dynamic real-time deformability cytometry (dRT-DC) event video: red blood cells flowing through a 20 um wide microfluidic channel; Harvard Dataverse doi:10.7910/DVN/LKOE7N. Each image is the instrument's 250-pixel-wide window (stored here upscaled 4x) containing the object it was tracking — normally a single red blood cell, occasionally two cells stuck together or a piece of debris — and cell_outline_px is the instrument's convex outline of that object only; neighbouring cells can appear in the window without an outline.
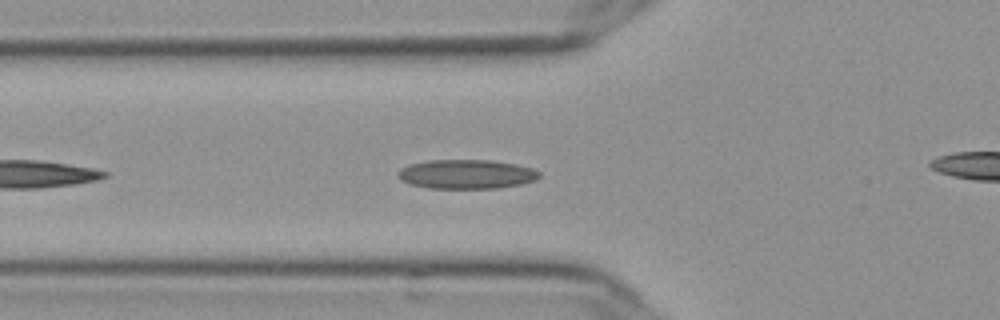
{"species": "Egyptian fruit bat (a non-hibernating species)", "species_latin": "Rousettus aegyptiacus", "temperature_condition": "cold", "stored_images_in_passage": 32, "camera_frame_rate_fps": 3000, "um_per_image_px": 0.085, "frame": {"image": 1, "passage_image": 6, "time_ms": 1.667, "image_size_px": [1000, 320], "cell_outline_px": [[540, 176], [536, 180], [520, 184], [496, 188], [428, 188], [408, 184], [400, 180], [396, 176], [396, 172], [400, 168], [408, 164], [428, 160], [492, 160], [516, 164], [532, 168], [540, 172]], "centroid_in_image_um": [39.59, 14.8], "position_along_channel_um": 86.2, "area_um2": 24.33}}
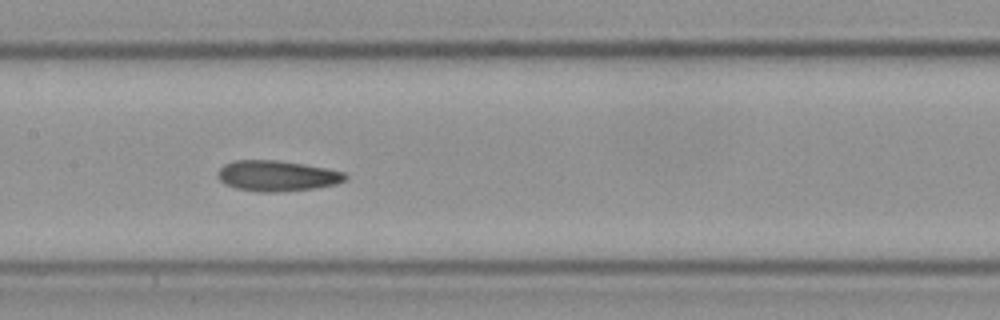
{"frame": {"image": 2, "passage_image": 14, "time_ms": 4.333, "image_size_px": [1000, 320], "cell_outline_px": [[348, 176], [344, 180], [336, 184], [316, 188], [276, 192], [260, 192], [236, 188], [224, 184], [216, 176], [216, 172], [224, 164], [232, 160], [280, 160], [304, 164], [344, 172]], "centroid_in_image_um": [23.5, 14.94], "position_along_channel_um": 183.9, "area_um2": 22.89}}
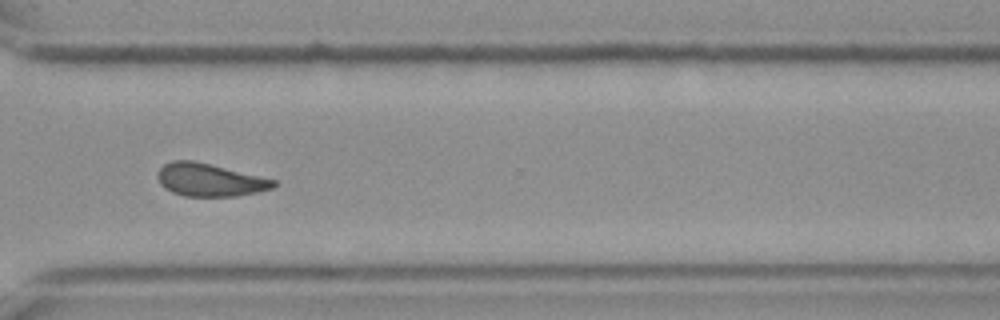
{"frame": {"image": 3, "passage_image": 28, "time_ms": 9.0, "image_size_px": [1000, 320], "cell_outline_px": [[276, 184], [272, 188], [256, 192], [236, 196], [184, 196], [172, 192], [164, 188], [160, 184], [156, 176], [156, 172], [164, 164], [172, 160], [192, 160], [276, 180]], "centroid_in_image_um": [17.76, 15.29], "position_along_channel_um": 352.8, "area_um2": 22.02}, "authors_computed_cell_mechanics": {"area_um2": 22.6865, "velocity_mm_per_s": 3.6272, "shape_relaxation_time_tau1_ms": null, "shape_relaxation_time_tau2_ms": 3.7592, "deformation_change_tau1": null, "deformation_change_tau2": 0.1135}}